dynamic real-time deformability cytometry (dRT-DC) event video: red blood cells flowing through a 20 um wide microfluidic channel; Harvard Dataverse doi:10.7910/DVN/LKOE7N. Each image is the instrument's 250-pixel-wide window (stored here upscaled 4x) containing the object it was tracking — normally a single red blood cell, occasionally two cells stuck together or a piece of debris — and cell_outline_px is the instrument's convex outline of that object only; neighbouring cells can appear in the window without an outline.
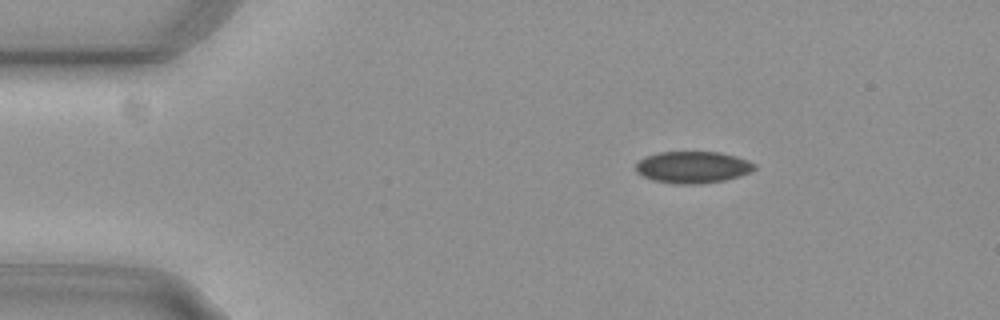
{"species": "common noctule bat (a hibernating species)", "species_latin": "Nyctalus noctula", "temperature_condition": "cold", "stored_images_in_passage": 17, "camera_frame_rate_fps": 3000, "um_per_image_px": 0.085, "animal": {"sex": "female", "body_mass_g": 29.2, "forearm_length_mm": 56.3}, "frame": {"image": 1, "passage_image": 8, "time_ms": 2.333, "image_size_px": [1000, 320], "cell_outline_px": [[756, 168], [752, 172], [740, 176], [724, 180], [704, 184], [676, 184], [652, 180], [636, 172], [636, 164], [644, 156], [660, 152], [720, 152], [736, 156], [748, 160], [756, 164]], "centroid_in_image_um": [58.91, 14.22], "position_along_channel_um": 26.1, "area_um2": 22.2}}